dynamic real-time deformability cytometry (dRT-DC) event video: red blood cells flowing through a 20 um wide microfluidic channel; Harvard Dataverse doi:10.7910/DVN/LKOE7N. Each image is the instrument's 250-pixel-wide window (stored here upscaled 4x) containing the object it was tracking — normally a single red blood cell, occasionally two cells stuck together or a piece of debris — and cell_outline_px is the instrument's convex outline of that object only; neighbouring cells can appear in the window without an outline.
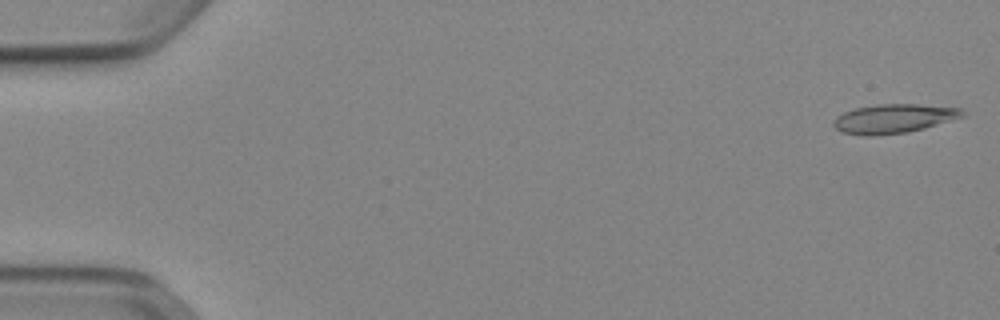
{"species": "Egyptian fruit bat (a non-hibernating species)", "species_latin": "Rousettus aegyptiacus", "temperature_condition": "cold", "stored_images_in_passage": 51, "camera_frame_rate_fps": 3000, "um_per_image_px": 0.085, "animal": {"sex": "female"}, "frame": {"image": 1, "passage_image": 1, "time_ms": 0.0, "image_size_px": [1000, 320], "cell_outline_px": [[964, 116], [924, 128], [908, 132], [872, 136], [864, 136], [840, 132], [832, 124], [836, 116], [844, 112], [856, 108], [880, 104], [916, 104], [964, 108]], "centroid_in_image_um": [75.95, 10.08], "position_along_channel_um": 9.0, "area_um2": 21.85}}
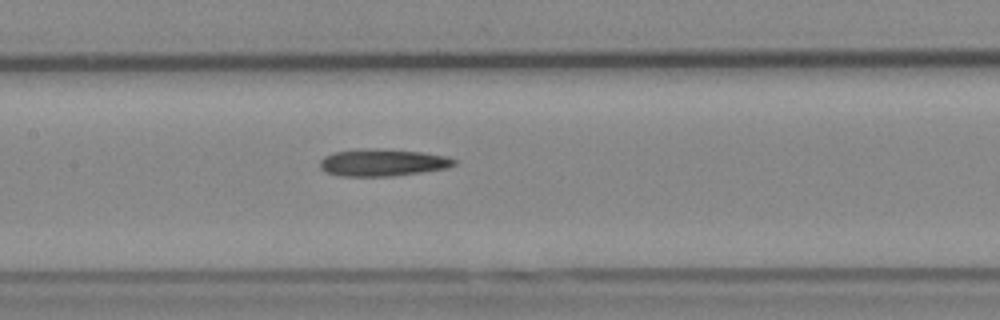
{"frame": {"image": 2, "passage_image": 25, "time_ms": 8.0, "image_size_px": [1000, 320], "cell_outline_px": [[456, 164], [448, 168], [392, 176], [340, 176], [328, 172], [320, 168], [320, 160], [324, 156], [332, 152], [372, 148], [376, 148], [420, 152], [448, 156], [456, 160]], "centroid_in_image_um": [32.53, 13.81], "position_along_channel_um": 174.9, "area_um2": 21.15}}
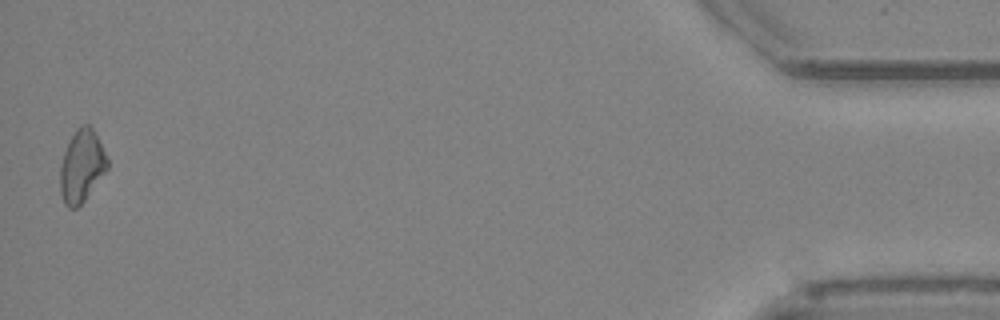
{"frame": {"image": 3, "passage_image": 51, "time_ms": 16.667, "image_size_px": [1000, 320], "cell_outline_px": [[108, 168], [84, 200], [76, 208], [68, 208], [64, 204], [60, 192], [60, 168], [64, 152], [76, 128], [80, 124], [88, 124], [92, 128], [108, 160]], "centroid_in_image_um": [6.92, 14.13], "position_along_channel_um": 428.3, "area_um2": 19.54}}